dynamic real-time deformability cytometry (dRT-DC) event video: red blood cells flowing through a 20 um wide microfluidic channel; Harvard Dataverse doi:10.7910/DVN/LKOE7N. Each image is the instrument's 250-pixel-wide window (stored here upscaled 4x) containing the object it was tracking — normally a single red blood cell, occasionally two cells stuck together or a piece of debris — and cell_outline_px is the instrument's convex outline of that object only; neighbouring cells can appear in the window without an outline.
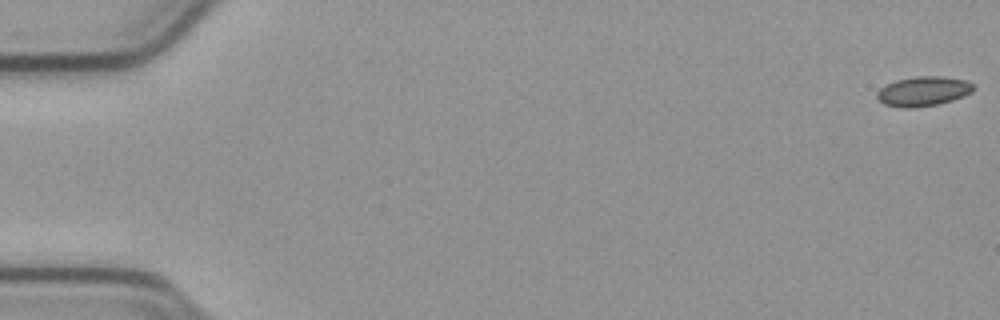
{"species": "common noctule bat (a hibernating species)", "species_latin": "Nyctalus noctula", "temperature_condition": "cold", "stored_images_in_passage": 13, "camera_frame_rate_fps": 3000, "um_per_image_px": 0.085, "animal": {"sex": "male", "body_mass_g": 23.1, "forearm_length_mm": 52.7}, "frame": {"image": 1, "passage_image": 1, "time_ms": 0.0, "image_size_px": [1000, 320], "cell_outline_px": [[976, 88], [972, 92], [964, 96], [952, 100], [936, 104], [912, 108], [900, 108], [884, 104], [876, 96], [876, 92], [880, 88], [896, 80], [916, 76], [944, 76], [964, 80], [972, 84]], "centroid_in_image_um": [78.47, 7.76], "position_along_channel_um": 6.5, "area_um2": 16.65}}